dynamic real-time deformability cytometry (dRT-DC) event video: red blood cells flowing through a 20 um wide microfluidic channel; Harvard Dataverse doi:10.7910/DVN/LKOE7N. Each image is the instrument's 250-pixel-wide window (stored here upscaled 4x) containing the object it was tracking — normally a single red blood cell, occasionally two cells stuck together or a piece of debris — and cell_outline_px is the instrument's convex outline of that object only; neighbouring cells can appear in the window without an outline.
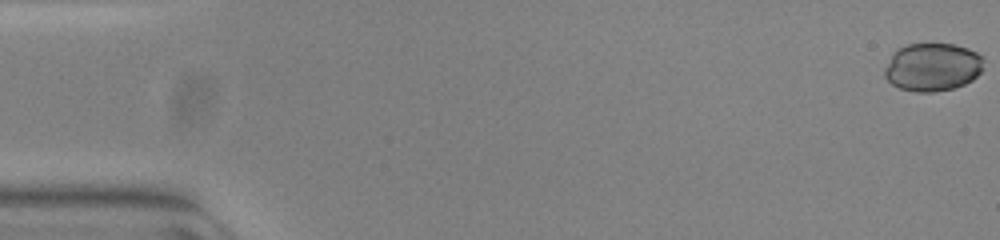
{"species": "common noctule bat (a hibernating species)", "species_latin": "Nyctalus noctula", "temperature_condition": "warm", "stored_images_in_passage": 53, "camera_frame_rate_fps": 3000, "um_per_image_px": 0.085, "animal": {"sex": "female", "body_mass_g": 23.0, "forearm_length_mm": 53.4}, "frame": {"image": 1, "passage_image": 1, "time_ms": 0.0, "image_size_px": [1000, 240], "cell_outline_px": [[984, 68], [972, 80], [964, 84], [952, 88], [932, 92], [916, 92], [900, 88], [892, 84], [884, 76], [884, 68], [892, 52], [896, 48], [908, 44], [952, 44], [968, 48], [976, 52], [980, 56]], "centroid_in_image_um": [79.22, 5.69], "position_along_channel_um": 5.8, "area_um2": 27.8}}
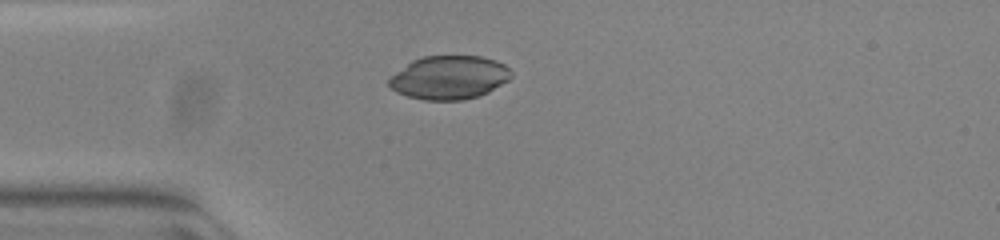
{"frame": {"image": 2, "passage_image": 15, "time_ms": 4.667, "image_size_px": [1000, 240], "cell_outline_px": [[512, 76], [508, 80], [488, 92], [464, 100], [424, 100], [408, 96], [396, 92], [388, 84], [388, 80], [396, 72], [412, 60], [424, 56], [480, 56], [496, 60], [504, 64], [512, 72]], "centroid_in_image_um": [38.18, 6.58], "position_along_channel_um": 46.8, "area_um2": 30.87}}